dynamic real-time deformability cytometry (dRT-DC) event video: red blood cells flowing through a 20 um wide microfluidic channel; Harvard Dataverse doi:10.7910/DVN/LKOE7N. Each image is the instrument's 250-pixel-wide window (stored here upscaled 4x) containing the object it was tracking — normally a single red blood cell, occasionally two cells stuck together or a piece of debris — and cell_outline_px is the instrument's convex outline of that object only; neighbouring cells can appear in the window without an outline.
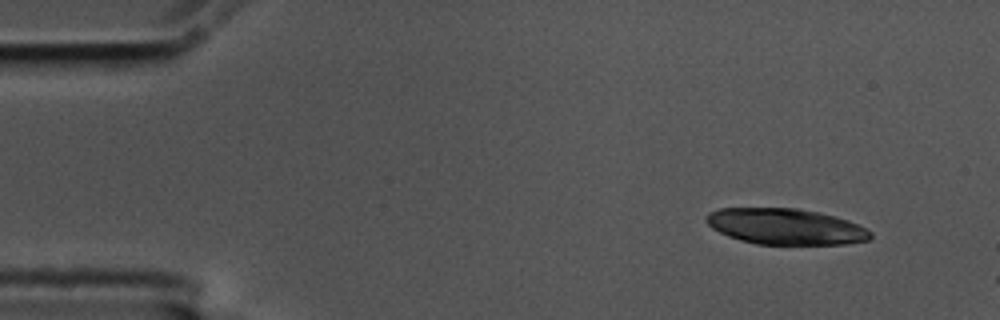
{"species": "common noctule bat (a hibernating species)", "species_latin": "Nyctalus noctula", "temperature_condition": "cold", "stored_images_in_passage": 11, "camera_frame_rate_fps": 3000, "um_per_image_px": 0.085, "animal": {"sex": "male", "body_mass_g": 17.5, "forearm_length_mm": 52.3}, "frame": {"image": 1, "passage_image": 5, "time_ms": 1.333, "image_size_px": [1000, 320], "cell_outline_px": [[872, 236], [868, 240], [844, 244], [756, 244], [740, 240], [728, 236], [712, 228], [704, 220], [708, 212], [720, 208], [796, 208], [820, 212], [836, 216], [848, 220], [872, 232]], "centroid_in_image_um": [66.75, 19.25], "position_along_channel_um": 18.2, "area_um2": 34.45}}